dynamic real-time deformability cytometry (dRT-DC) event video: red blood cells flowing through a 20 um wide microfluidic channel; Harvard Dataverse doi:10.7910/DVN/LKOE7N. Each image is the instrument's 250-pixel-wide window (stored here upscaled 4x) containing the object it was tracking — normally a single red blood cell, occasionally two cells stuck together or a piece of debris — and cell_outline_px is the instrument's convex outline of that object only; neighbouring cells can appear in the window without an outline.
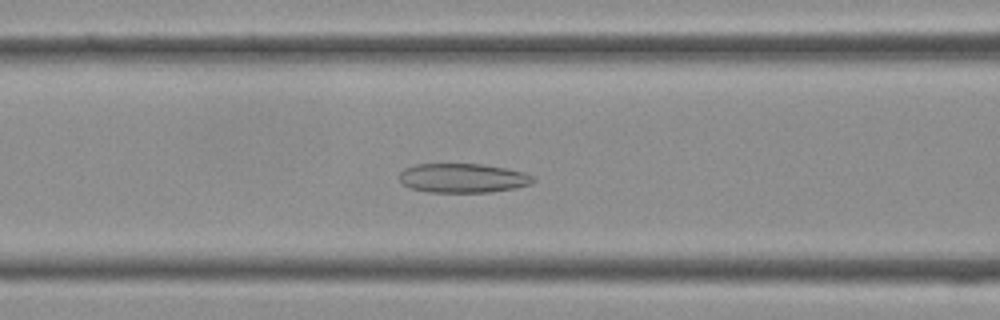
{"species": "Egyptian fruit bat (a non-hibernating species)", "species_latin": "Rousettus aegyptiacus", "temperature_condition": "cold", "stored_images_in_passage": 39, "camera_frame_rate_fps": 3000, "um_per_image_px": 0.085, "frame": {"image": 1, "passage_image": 15, "time_ms": 4.667, "image_size_px": [1000, 320], "cell_outline_px": [[536, 180], [532, 184], [516, 188], [488, 192], [428, 192], [412, 188], [404, 184], [400, 180], [400, 172], [404, 168], [416, 164], [480, 164], [504, 168], [524, 172], [532, 176]], "centroid_in_image_um": [39.36, 15.14], "position_along_channel_um": 127.2, "area_um2": 22.72}}
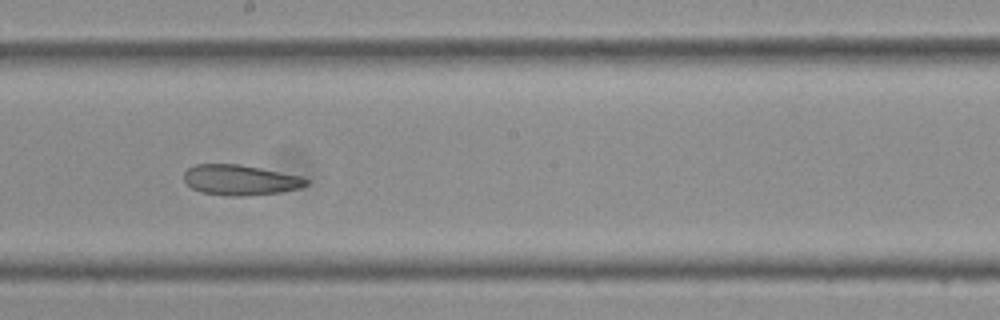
{"frame": {"image": 2, "passage_image": 21, "time_ms": 6.667, "image_size_px": [1000, 320], "cell_outline_px": [[308, 184], [300, 188], [280, 192], [240, 196], [232, 196], [200, 192], [192, 188], [184, 180], [184, 172], [188, 168], [196, 164], [240, 164], [300, 176], [308, 180]], "centroid_in_image_um": [20.4, 15.29], "position_along_channel_um": 227.8, "area_um2": 21.44}}
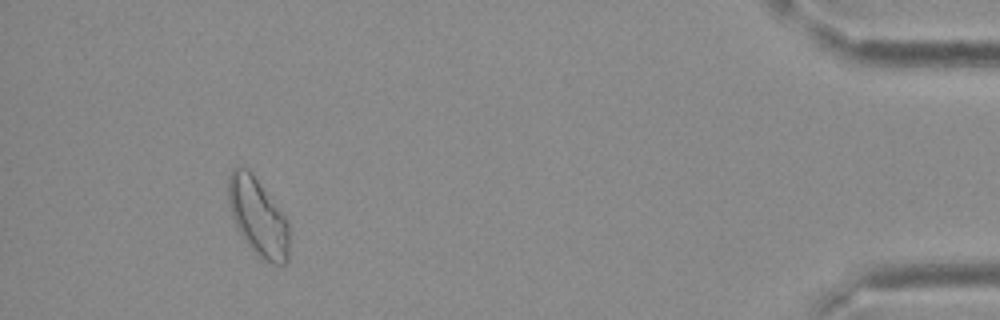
{"frame": {"image": 3, "passage_image": 36, "time_ms": 11.667, "image_size_px": [1000, 320], "cell_outline_px": [[288, 260], [284, 264], [272, 264], [260, 260], [256, 256], [244, 240], [236, 228], [232, 216], [228, 200], [228, 176], [232, 168], [248, 168], [284, 216], [288, 224]], "centroid_in_image_um": [21.9, 18.49], "position_along_channel_um": 413.3, "area_um2": 27.4}}